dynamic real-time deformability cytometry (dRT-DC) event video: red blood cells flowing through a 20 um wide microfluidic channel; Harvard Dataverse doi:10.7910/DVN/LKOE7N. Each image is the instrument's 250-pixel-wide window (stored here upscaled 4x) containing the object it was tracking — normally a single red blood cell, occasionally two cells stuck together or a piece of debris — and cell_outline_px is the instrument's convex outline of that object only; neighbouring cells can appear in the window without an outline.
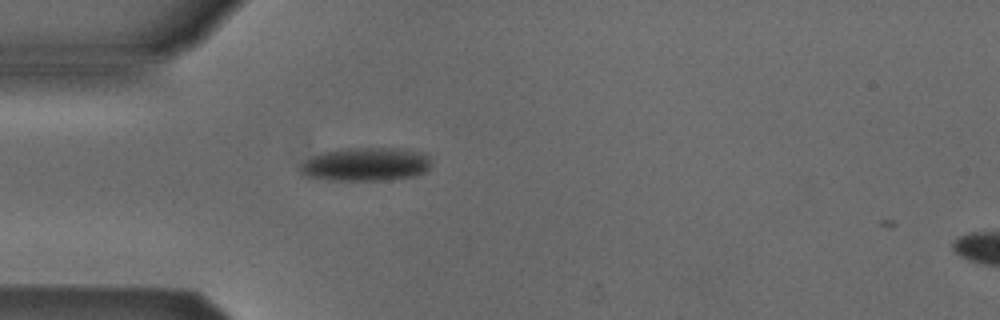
{"species": "Egyptian fruit bat (a non-hibernating species)", "species_latin": "Rousettus aegyptiacus", "temperature_condition": "cold", "stored_images_in_passage": 2, "camera_frame_rate_fps": 3000, "um_per_image_px": 0.085, "animal": {"sex": "male"}, "frame": {"image": 1, "passage_image": 1, "time_ms": 0.0, "image_size_px": [1000, 320], "cell_outline_px": [[428, 168], [424, 172], [416, 176], [380, 180], [332, 180], [308, 176], [300, 172], [300, 164], [312, 156], [320, 152], [344, 148], [404, 148], [420, 152], [428, 156]], "centroid_in_image_um": [31.06, 13.95], "position_along_channel_um": 53.9, "area_um2": 25.43}}